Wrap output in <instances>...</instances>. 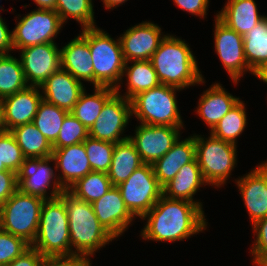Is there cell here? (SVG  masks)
<instances>
[{"instance_id": "obj_1", "label": "cell", "mask_w": 267, "mask_h": 266, "mask_svg": "<svg viewBox=\"0 0 267 266\" xmlns=\"http://www.w3.org/2000/svg\"><path fill=\"white\" fill-rule=\"evenodd\" d=\"M147 219L141 230L144 240L175 242L207 229L203 208L196 202L169 199L164 195L141 218Z\"/></svg>"}, {"instance_id": "obj_2", "label": "cell", "mask_w": 267, "mask_h": 266, "mask_svg": "<svg viewBox=\"0 0 267 266\" xmlns=\"http://www.w3.org/2000/svg\"><path fill=\"white\" fill-rule=\"evenodd\" d=\"M150 62L161 84L184 90L205 83L196 57L181 38L167 34L151 56Z\"/></svg>"}, {"instance_id": "obj_3", "label": "cell", "mask_w": 267, "mask_h": 266, "mask_svg": "<svg viewBox=\"0 0 267 266\" xmlns=\"http://www.w3.org/2000/svg\"><path fill=\"white\" fill-rule=\"evenodd\" d=\"M59 198L67 210L72 255L93 256L115 239L100 224L91 203L76 198L68 190H64Z\"/></svg>"}, {"instance_id": "obj_4", "label": "cell", "mask_w": 267, "mask_h": 266, "mask_svg": "<svg viewBox=\"0 0 267 266\" xmlns=\"http://www.w3.org/2000/svg\"><path fill=\"white\" fill-rule=\"evenodd\" d=\"M81 30L93 59V87H112L119 92L125 67L120 39L111 38L97 26Z\"/></svg>"}, {"instance_id": "obj_5", "label": "cell", "mask_w": 267, "mask_h": 266, "mask_svg": "<svg viewBox=\"0 0 267 266\" xmlns=\"http://www.w3.org/2000/svg\"><path fill=\"white\" fill-rule=\"evenodd\" d=\"M31 246L45 258L72 256L67 210L59 197L44 201Z\"/></svg>"}, {"instance_id": "obj_6", "label": "cell", "mask_w": 267, "mask_h": 266, "mask_svg": "<svg viewBox=\"0 0 267 266\" xmlns=\"http://www.w3.org/2000/svg\"><path fill=\"white\" fill-rule=\"evenodd\" d=\"M194 139L196 160L205 182L220 188L237 165V145L218 139L211 133L208 138L194 134Z\"/></svg>"}, {"instance_id": "obj_7", "label": "cell", "mask_w": 267, "mask_h": 266, "mask_svg": "<svg viewBox=\"0 0 267 266\" xmlns=\"http://www.w3.org/2000/svg\"><path fill=\"white\" fill-rule=\"evenodd\" d=\"M181 89L160 84L139 93L131 100L132 114L146 125L184 127L177 105L176 91Z\"/></svg>"}, {"instance_id": "obj_8", "label": "cell", "mask_w": 267, "mask_h": 266, "mask_svg": "<svg viewBox=\"0 0 267 266\" xmlns=\"http://www.w3.org/2000/svg\"><path fill=\"white\" fill-rule=\"evenodd\" d=\"M44 201L17 189L0 206V228L32 245L37 235Z\"/></svg>"}, {"instance_id": "obj_9", "label": "cell", "mask_w": 267, "mask_h": 266, "mask_svg": "<svg viewBox=\"0 0 267 266\" xmlns=\"http://www.w3.org/2000/svg\"><path fill=\"white\" fill-rule=\"evenodd\" d=\"M117 187L125 206L135 219L142 218L163 195V187L155 177L153 166L146 163Z\"/></svg>"}, {"instance_id": "obj_10", "label": "cell", "mask_w": 267, "mask_h": 266, "mask_svg": "<svg viewBox=\"0 0 267 266\" xmlns=\"http://www.w3.org/2000/svg\"><path fill=\"white\" fill-rule=\"evenodd\" d=\"M20 19L12 31L14 51L54 39L63 28L59 14L54 10L35 9Z\"/></svg>"}, {"instance_id": "obj_11", "label": "cell", "mask_w": 267, "mask_h": 266, "mask_svg": "<svg viewBox=\"0 0 267 266\" xmlns=\"http://www.w3.org/2000/svg\"><path fill=\"white\" fill-rule=\"evenodd\" d=\"M50 162L55 163V159L52 156L47 158H25L16 173L18 189L23 193L43 200L58 198L64 192V189L59 183L57 174L49 165ZM50 187H52V190L49 196L47 190H50Z\"/></svg>"}, {"instance_id": "obj_12", "label": "cell", "mask_w": 267, "mask_h": 266, "mask_svg": "<svg viewBox=\"0 0 267 266\" xmlns=\"http://www.w3.org/2000/svg\"><path fill=\"white\" fill-rule=\"evenodd\" d=\"M116 92L104 105L95 123L89 129V136L111 143L129 139L123 132L132 114L131 101Z\"/></svg>"}, {"instance_id": "obj_13", "label": "cell", "mask_w": 267, "mask_h": 266, "mask_svg": "<svg viewBox=\"0 0 267 266\" xmlns=\"http://www.w3.org/2000/svg\"><path fill=\"white\" fill-rule=\"evenodd\" d=\"M215 18V51L230 79L237 85L247 71L253 74L245 59L243 36L224 24L217 14Z\"/></svg>"}, {"instance_id": "obj_14", "label": "cell", "mask_w": 267, "mask_h": 266, "mask_svg": "<svg viewBox=\"0 0 267 266\" xmlns=\"http://www.w3.org/2000/svg\"><path fill=\"white\" fill-rule=\"evenodd\" d=\"M139 124L135 129V135H129V139L134 144L142 161L151 165L171 149L180 137V130L183 128L166 125Z\"/></svg>"}, {"instance_id": "obj_15", "label": "cell", "mask_w": 267, "mask_h": 266, "mask_svg": "<svg viewBox=\"0 0 267 266\" xmlns=\"http://www.w3.org/2000/svg\"><path fill=\"white\" fill-rule=\"evenodd\" d=\"M20 62L29 86L41 85L61 68L60 49L55 42L20 49Z\"/></svg>"}, {"instance_id": "obj_16", "label": "cell", "mask_w": 267, "mask_h": 266, "mask_svg": "<svg viewBox=\"0 0 267 266\" xmlns=\"http://www.w3.org/2000/svg\"><path fill=\"white\" fill-rule=\"evenodd\" d=\"M161 31L157 24L143 21L120 35L125 62L150 60L166 36Z\"/></svg>"}, {"instance_id": "obj_17", "label": "cell", "mask_w": 267, "mask_h": 266, "mask_svg": "<svg viewBox=\"0 0 267 266\" xmlns=\"http://www.w3.org/2000/svg\"><path fill=\"white\" fill-rule=\"evenodd\" d=\"M91 205L100 224L115 239L126 231L135 218L125 206L117 186H112L103 197Z\"/></svg>"}, {"instance_id": "obj_18", "label": "cell", "mask_w": 267, "mask_h": 266, "mask_svg": "<svg viewBox=\"0 0 267 266\" xmlns=\"http://www.w3.org/2000/svg\"><path fill=\"white\" fill-rule=\"evenodd\" d=\"M235 183L249 213L251 224L267 217V166L263 163L256 166Z\"/></svg>"}, {"instance_id": "obj_19", "label": "cell", "mask_w": 267, "mask_h": 266, "mask_svg": "<svg viewBox=\"0 0 267 266\" xmlns=\"http://www.w3.org/2000/svg\"><path fill=\"white\" fill-rule=\"evenodd\" d=\"M40 87L28 86L2 99L4 131L33 122L42 101Z\"/></svg>"}, {"instance_id": "obj_20", "label": "cell", "mask_w": 267, "mask_h": 266, "mask_svg": "<svg viewBox=\"0 0 267 266\" xmlns=\"http://www.w3.org/2000/svg\"><path fill=\"white\" fill-rule=\"evenodd\" d=\"M54 168L58 180L64 190H68L80 178L92 172L84 143H78L62 148H53Z\"/></svg>"}, {"instance_id": "obj_21", "label": "cell", "mask_w": 267, "mask_h": 266, "mask_svg": "<svg viewBox=\"0 0 267 266\" xmlns=\"http://www.w3.org/2000/svg\"><path fill=\"white\" fill-rule=\"evenodd\" d=\"M82 81L59 68L41 85L42 98L67 112H71L80 94L85 90Z\"/></svg>"}, {"instance_id": "obj_22", "label": "cell", "mask_w": 267, "mask_h": 266, "mask_svg": "<svg viewBox=\"0 0 267 266\" xmlns=\"http://www.w3.org/2000/svg\"><path fill=\"white\" fill-rule=\"evenodd\" d=\"M239 101L240 98L228 93L222 84L215 82L200 96L196 112L211 132Z\"/></svg>"}, {"instance_id": "obj_23", "label": "cell", "mask_w": 267, "mask_h": 266, "mask_svg": "<svg viewBox=\"0 0 267 266\" xmlns=\"http://www.w3.org/2000/svg\"><path fill=\"white\" fill-rule=\"evenodd\" d=\"M195 158L194 135L184 140H180L179 137L171 149L152 165L155 177L164 187L176 176L182 166L192 162Z\"/></svg>"}, {"instance_id": "obj_24", "label": "cell", "mask_w": 267, "mask_h": 266, "mask_svg": "<svg viewBox=\"0 0 267 266\" xmlns=\"http://www.w3.org/2000/svg\"><path fill=\"white\" fill-rule=\"evenodd\" d=\"M61 68L79 81L93 84V59L88 42L78 34L60 49Z\"/></svg>"}, {"instance_id": "obj_25", "label": "cell", "mask_w": 267, "mask_h": 266, "mask_svg": "<svg viewBox=\"0 0 267 266\" xmlns=\"http://www.w3.org/2000/svg\"><path fill=\"white\" fill-rule=\"evenodd\" d=\"M207 185L196 158L180 168L176 176L163 187V195L169 199L196 202L201 208V201L193 197L202 185Z\"/></svg>"}, {"instance_id": "obj_26", "label": "cell", "mask_w": 267, "mask_h": 266, "mask_svg": "<svg viewBox=\"0 0 267 266\" xmlns=\"http://www.w3.org/2000/svg\"><path fill=\"white\" fill-rule=\"evenodd\" d=\"M217 17L229 28L244 36L265 16L258 13L254 0H227Z\"/></svg>"}, {"instance_id": "obj_27", "label": "cell", "mask_w": 267, "mask_h": 266, "mask_svg": "<svg viewBox=\"0 0 267 266\" xmlns=\"http://www.w3.org/2000/svg\"><path fill=\"white\" fill-rule=\"evenodd\" d=\"M144 162L130 139L115 143L107 175L113 186L126 181Z\"/></svg>"}, {"instance_id": "obj_28", "label": "cell", "mask_w": 267, "mask_h": 266, "mask_svg": "<svg viewBox=\"0 0 267 266\" xmlns=\"http://www.w3.org/2000/svg\"><path fill=\"white\" fill-rule=\"evenodd\" d=\"M130 62H133L131 66L125 62L122 76L127 77V91L123 97L131 101L139 93L155 88L161 83L150 60Z\"/></svg>"}, {"instance_id": "obj_29", "label": "cell", "mask_w": 267, "mask_h": 266, "mask_svg": "<svg viewBox=\"0 0 267 266\" xmlns=\"http://www.w3.org/2000/svg\"><path fill=\"white\" fill-rule=\"evenodd\" d=\"M116 93L112 87H94L93 94L84 90L70 112L88 130L95 123L105 103Z\"/></svg>"}, {"instance_id": "obj_30", "label": "cell", "mask_w": 267, "mask_h": 266, "mask_svg": "<svg viewBox=\"0 0 267 266\" xmlns=\"http://www.w3.org/2000/svg\"><path fill=\"white\" fill-rule=\"evenodd\" d=\"M10 133L14 136L25 158L52 156V144L32 122L11 129Z\"/></svg>"}, {"instance_id": "obj_31", "label": "cell", "mask_w": 267, "mask_h": 266, "mask_svg": "<svg viewBox=\"0 0 267 266\" xmlns=\"http://www.w3.org/2000/svg\"><path fill=\"white\" fill-rule=\"evenodd\" d=\"M243 46L245 59L252 71L267 62V16L243 36Z\"/></svg>"}, {"instance_id": "obj_32", "label": "cell", "mask_w": 267, "mask_h": 266, "mask_svg": "<svg viewBox=\"0 0 267 266\" xmlns=\"http://www.w3.org/2000/svg\"><path fill=\"white\" fill-rule=\"evenodd\" d=\"M20 59L0 54V98L13 95L28 87Z\"/></svg>"}, {"instance_id": "obj_33", "label": "cell", "mask_w": 267, "mask_h": 266, "mask_svg": "<svg viewBox=\"0 0 267 266\" xmlns=\"http://www.w3.org/2000/svg\"><path fill=\"white\" fill-rule=\"evenodd\" d=\"M112 186L107 173L92 171L78 179L68 191L76 198L92 203L103 197Z\"/></svg>"}, {"instance_id": "obj_34", "label": "cell", "mask_w": 267, "mask_h": 266, "mask_svg": "<svg viewBox=\"0 0 267 266\" xmlns=\"http://www.w3.org/2000/svg\"><path fill=\"white\" fill-rule=\"evenodd\" d=\"M68 113L66 110L42 99L32 123L53 144L59 135L63 120Z\"/></svg>"}, {"instance_id": "obj_35", "label": "cell", "mask_w": 267, "mask_h": 266, "mask_svg": "<svg viewBox=\"0 0 267 266\" xmlns=\"http://www.w3.org/2000/svg\"><path fill=\"white\" fill-rule=\"evenodd\" d=\"M244 101L240 100L210 132L214 137L237 144V138L247 126V112Z\"/></svg>"}, {"instance_id": "obj_36", "label": "cell", "mask_w": 267, "mask_h": 266, "mask_svg": "<svg viewBox=\"0 0 267 266\" xmlns=\"http://www.w3.org/2000/svg\"><path fill=\"white\" fill-rule=\"evenodd\" d=\"M92 0H56L55 11L64 24L72 18L81 25L82 29L96 27Z\"/></svg>"}, {"instance_id": "obj_37", "label": "cell", "mask_w": 267, "mask_h": 266, "mask_svg": "<svg viewBox=\"0 0 267 266\" xmlns=\"http://www.w3.org/2000/svg\"><path fill=\"white\" fill-rule=\"evenodd\" d=\"M92 171H109L115 143L102 141L90 136L83 142Z\"/></svg>"}, {"instance_id": "obj_38", "label": "cell", "mask_w": 267, "mask_h": 266, "mask_svg": "<svg viewBox=\"0 0 267 266\" xmlns=\"http://www.w3.org/2000/svg\"><path fill=\"white\" fill-rule=\"evenodd\" d=\"M89 136V130L70 112L63 120L61 130L53 148H62L84 142Z\"/></svg>"}, {"instance_id": "obj_39", "label": "cell", "mask_w": 267, "mask_h": 266, "mask_svg": "<svg viewBox=\"0 0 267 266\" xmlns=\"http://www.w3.org/2000/svg\"><path fill=\"white\" fill-rule=\"evenodd\" d=\"M25 157L10 131L0 132V167L17 173Z\"/></svg>"}, {"instance_id": "obj_40", "label": "cell", "mask_w": 267, "mask_h": 266, "mask_svg": "<svg viewBox=\"0 0 267 266\" xmlns=\"http://www.w3.org/2000/svg\"><path fill=\"white\" fill-rule=\"evenodd\" d=\"M30 246L23 238L0 228V266H7Z\"/></svg>"}, {"instance_id": "obj_41", "label": "cell", "mask_w": 267, "mask_h": 266, "mask_svg": "<svg viewBox=\"0 0 267 266\" xmlns=\"http://www.w3.org/2000/svg\"><path fill=\"white\" fill-rule=\"evenodd\" d=\"M255 242L251 248L253 264L256 266H267V217L257 220L253 225Z\"/></svg>"}, {"instance_id": "obj_42", "label": "cell", "mask_w": 267, "mask_h": 266, "mask_svg": "<svg viewBox=\"0 0 267 266\" xmlns=\"http://www.w3.org/2000/svg\"><path fill=\"white\" fill-rule=\"evenodd\" d=\"M18 189L17 176L14 171H0V206Z\"/></svg>"}, {"instance_id": "obj_43", "label": "cell", "mask_w": 267, "mask_h": 266, "mask_svg": "<svg viewBox=\"0 0 267 266\" xmlns=\"http://www.w3.org/2000/svg\"><path fill=\"white\" fill-rule=\"evenodd\" d=\"M173 2L183 11H187L192 15L205 18L209 0H173Z\"/></svg>"}, {"instance_id": "obj_44", "label": "cell", "mask_w": 267, "mask_h": 266, "mask_svg": "<svg viewBox=\"0 0 267 266\" xmlns=\"http://www.w3.org/2000/svg\"><path fill=\"white\" fill-rule=\"evenodd\" d=\"M44 259L38 250L30 246L7 266H39Z\"/></svg>"}, {"instance_id": "obj_45", "label": "cell", "mask_w": 267, "mask_h": 266, "mask_svg": "<svg viewBox=\"0 0 267 266\" xmlns=\"http://www.w3.org/2000/svg\"><path fill=\"white\" fill-rule=\"evenodd\" d=\"M91 256L72 255L53 257V266H91Z\"/></svg>"}, {"instance_id": "obj_46", "label": "cell", "mask_w": 267, "mask_h": 266, "mask_svg": "<svg viewBox=\"0 0 267 266\" xmlns=\"http://www.w3.org/2000/svg\"><path fill=\"white\" fill-rule=\"evenodd\" d=\"M13 50L12 32L0 16V54H9Z\"/></svg>"}, {"instance_id": "obj_47", "label": "cell", "mask_w": 267, "mask_h": 266, "mask_svg": "<svg viewBox=\"0 0 267 266\" xmlns=\"http://www.w3.org/2000/svg\"><path fill=\"white\" fill-rule=\"evenodd\" d=\"M37 5V9L54 10L56 8V0H33Z\"/></svg>"}, {"instance_id": "obj_48", "label": "cell", "mask_w": 267, "mask_h": 266, "mask_svg": "<svg viewBox=\"0 0 267 266\" xmlns=\"http://www.w3.org/2000/svg\"><path fill=\"white\" fill-rule=\"evenodd\" d=\"M253 75L267 84V62L261 64L253 71Z\"/></svg>"}, {"instance_id": "obj_49", "label": "cell", "mask_w": 267, "mask_h": 266, "mask_svg": "<svg viewBox=\"0 0 267 266\" xmlns=\"http://www.w3.org/2000/svg\"><path fill=\"white\" fill-rule=\"evenodd\" d=\"M106 9H113L118 7L120 4L125 3L128 0H101Z\"/></svg>"}, {"instance_id": "obj_50", "label": "cell", "mask_w": 267, "mask_h": 266, "mask_svg": "<svg viewBox=\"0 0 267 266\" xmlns=\"http://www.w3.org/2000/svg\"><path fill=\"white\" fill-rule=\"evenodd\" d=\"M39 266H53V257L45 258Z\"/></svg>"}, {"instance_id": "obj_51", "label": "cell", "mask_w": 267, "mask_h": 266, "mask_svg": "<svg viewBox=\"0 0 267 266\" xmlns=\"http://www.w3.org/2000/svg\"><path fill=\"white\" fill-rule=\"evenodd\" d=\"M0 128H3V107H2V98H0Z\"/></svg>"}, {"instance_id": "obj_52", "label": "cell", "mask_w": 267, "mask_h": 266, "mask_svg": "<svg viewBox=\"0 0 267 266\" xmlns=\"http://www.w3.org/2000/svg\"><path fill=\"white\" fill-rule=\"evenodd\" d=\"M8 170L6 167H0V171Z\"/></svg>"}]
</instances>
